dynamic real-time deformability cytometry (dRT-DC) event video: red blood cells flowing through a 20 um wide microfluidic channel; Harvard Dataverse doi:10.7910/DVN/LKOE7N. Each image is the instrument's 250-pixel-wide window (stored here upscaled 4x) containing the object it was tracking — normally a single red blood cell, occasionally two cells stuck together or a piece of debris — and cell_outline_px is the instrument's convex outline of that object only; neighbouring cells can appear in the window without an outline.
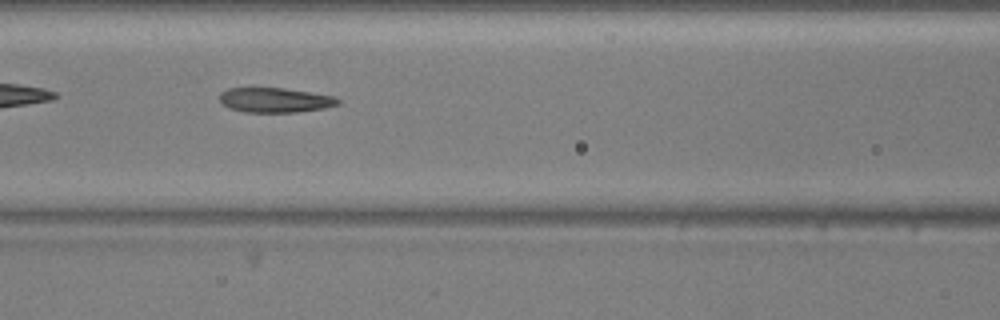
{"species": "common noctule bat (a hibernating species)", "species_latin": "Nyctalus noctula", "temperature_condition": "warm", "stored_images_in_passage": 38, "camera_frame_rate_fps": 3000, "um_per_image_px": 0.085, "animal": {"sex": "male", "body_mass_g": 20.5, "forearm_length_mm": 52.5}, "frame": {"image": 1, "passage_image": 7, "time_ms": 2.0, "image_size_px": [1000, 320], "cell_outline_px": [[340, 104], [324, 108], [296, 112], [244, 112], [228, 108], [220, 104], [220, 92], [228, 88], [252, 84], [284, 88], [332, 96], [340, 100]], "centroid_in_image_um": [23.24, 8.46], "position_along_channel_um": 143.4, "area_um2": 17.86}}
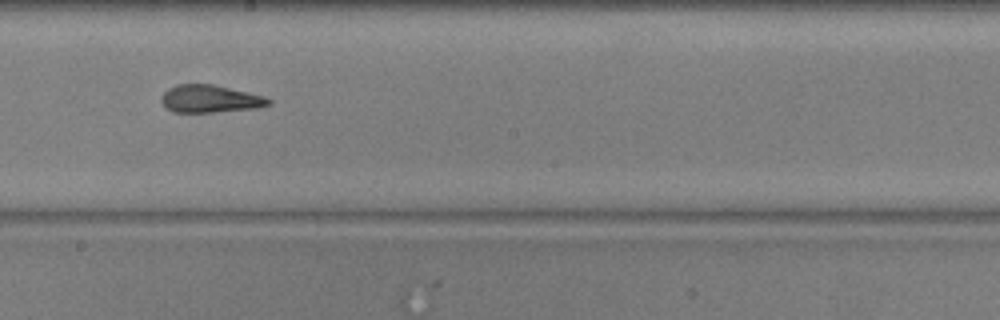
{"frame": {"image": 2, "passage_image": 14, "time_ms": 4.333, "image_size_px": [1000, 320], "cell_outline_px": [[272, 104], [260, 108], [216, 112], [172, 112], [164, 108], [160, 100], [160, 96], [168, 88], [176, 84], [216, 84], [264, 96], [272, 100]], "centroid_in_image_um": [17.85, 8.4], "position_along_channel_um": 230.3, "area_um2": 17.69}}
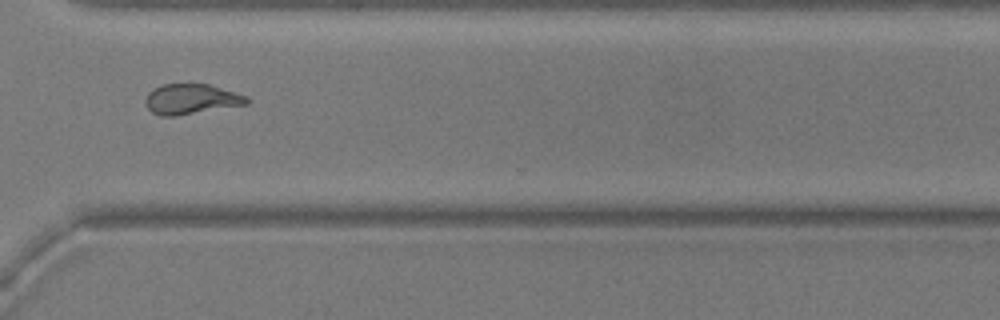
{"frame": {"image": 3, "passage_image": 24, "time_ms": 7.667, "image_size_px": [1000, 320], "cell_outline_px": [[248, 104], [176, 116], [160, 116], [152, 112], [148, 108], [144, 100], [148, 92], [152, 88], [160, 84], [208, 84], [248, 96]], "centroid_in_image_um": [16.21, 8.42], "position_along_channel_um": 354.4, "area_um2": 17.92}, "authors_computed_cell_mechanics": {"area_um2": 17.8602, "velocity_mm_per_s": 3.7302, "shape_relaxation_time_tau1_ms": 5.5312, "shape_relaxation_time_tau2_ms": 1.7042, "deformation_change_tau1": 0.1685, "deformation_change_tau2": 0.1054}}